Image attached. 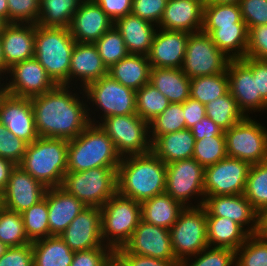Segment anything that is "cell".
Masks as SVG:
<instances>
[{
    "mask_svg": "<svg viewBox=\"0 0 267 266\" xmlns=\"http://www.w3.org/2000/svg\"><path fill=\"white\" fill-rule=\"evenodd\" d=\"M68 88V85L57 84L52 90L31 98L39 137L70 140L93 124L89 109L76 94L70 95Z\"/></svg>",
    "mask_w": 267,
    "mask_h": 266,
    "instance_id": "obj_1",
    "label": "cell"
},
{
    "mask_svg": "<svg viewBox=\"0 0 267 266\" xmlns=\"http://www.w3.org/2000/svg\"><path fill=\"white\" fill-rule=\"evenodd\" d=\"M166 189V164L152 151L121 158L117 168V192L143 202Z\"/></svg>",
    "mask_w": 267,
    "mask_h": 266,
    "instance_id": "obj_2",
    "label": "cell"
},
{
    "mask_svg": "<svg viewBox=\"0 0 267 266\" xmlns=\"http://www.w3.org/2000/svg\"><path fill=\"white\" fill-rule=\"evenodd\" d=\"M90 123L77 137L68 140L67 172L97 167L118 168L121 156L99 125Z\"/></svg>",
    "mask_w": 267,
    "mask_h": 266,
    "instance_id": "obj_3",
    "label": "cell"
},
{
    "mask_svg": "<svg viewBox=\"0 0 267 266\" xmlns=\"http://www.w3.org/2000/svg\"><path fill=\"white\" fill-rule=\"evenodd\" d=\"M68 140L38 137L18 164L47 188L60 187L67 172Z\"/></svg>",
    "mask_w": 267,
    "mask_h": 266,
    "instance_id": "obj_4",
    "label": "cell"
},
{
    "mask_svg": "<svg viewBox=\"0 0 267 266\" xmlns=\"http://www.w3.org/2000/svg\"><path fill=\"white\" fill-rule=\"evenodd\" d=\"M76 42L69 28L35 24L34 57L56 84L69 85V70Z\"/></svg>",
    "mask_w": 267,
    "mask_h": 266,
    "instance_id": "obj_5",
    "label": "cell"
},
{
    "mask_svg": "<svg viewBox=\"0 0 267 266\" xmlns=\"http://www.w3.org/2000/svg\"><path fill=\"white\" fill-rule=\"evenodd\" d=\"M141 220V203L116 192L101 207V236L113 251L124 247ZM110 235V238H109Z\"/></svg>",
    "mask_w": 267,
    "mask_h": 266,
    "instance_id": "obj_6",
    "label": "cell"
},
{
    "mask_svg": "<svg viewBox=\"0 0 267 266\" xmlns=\"http://www.w3.org/2000/svg\"><path fill=\"white\" fill-rule=\"evenodd\" d=\"M86 207H102L117 192V168L66 172L60 186Z\"/></svg>",
    "mask_w": 267,
    "mask_h": 266,
    "instance_id": "obj_7",
    "label": "cell"
},
{
    "mask_svg": "<svg viewBox=\"0 0 267 266\" xmlns=\"http://www.w3.org/2000/svg\"><path fill=\"white\" fill-rule=\"evenodd\" d=\"M195 207L187 205L170 228L173 252L179 262L187 256L197 258L196 254L209 246L206 209L203 205Z\"/></svg>",
    "mask_w": 267,
    "mask_h": 266,
    "instance_id": "obj_8",
    "label": "cell"
},
{
    "mask_svg": "<svg viewBox=\"0 0 267 266\" xmlns=\"http://www.w3.org/2000/svg\"><path fill=\"white\" fill-rule=\"evenodd\" d=\"M101 129L111 138L117 153L123 157L126 154L138 155L152 151V141H147L149 123L137 114L116 115L103 118ZM150 142V143H149Z\"/></svg>",
    "mask_w": 267,
    "mask_h": 266,
    "instance_id": "obj_9",
    "label": "cell"
},
{
    "mask_svg": "<svg viewBox=\"0 0 267 266\" xmlns=\"http://www.w3.org/2000/svg\"><path fill=\"white\" fill-rule=\"evenodd\" d=\"M245 116L236 125L224 131L227 156L250 164L267 161V130Z\"/></svg>",
    "mask_w": 267,
    "mask_h": 266,
    "instance_id": "obj_10",
    "label": "cell"
},
{
    "mask_svg": "<svg viewBox=\"0 0 267 266\" xmlns=\"http://www.w3.org/2000/svg\"><path fill=\"white\" fill-rule=\"evenodd\" d=\"M230 58L220 51L209 34L189 33L182 71L191 79L224 73Z\"/></svg>",
    "mask_w": 267,
    "mask_h": 266,
    "instance_id": "obj_11",
    "label": "cell"
},
{
    "mask_svg": "<svg viewBox=\"0 0 267 266\" xmlns=\"http://www.w3.org/2000/svg\"><path fill=\"white\" fill-rule=\"evenodd\" d=\"M85 95L104 111L103 117L136 114V91L120 84L110 75L88 84Z\"/></svg>",
    "mask_w": 267,
    "mask_h": 266,
    "instance_id": "obj_12",
    "label": "cell"
},
{
    "mask_svg": "<svg viewBox=\"0 0 267 266\" xmlns=\"http://www.w3.org/2000/svg\"><path fill=\"white\" fill-rule=\"evenodd\" d=\"M251 164L226 156L205 168V196L244 194Z\"/></svg>",
    "mask_w": 267,
    "mask_h": 266,
    "instance_id": "obj_13",
    "label": "cell"
},
{
    "mask_svg": "<svg viewBox=\"0 0 267 266\" xmlns=\"http://www.w3.org/2000/svg\"><path fill=\"white\" fill-rule=\"evenodd\" d=\"M204 175L205 168L194 158L183 159L166 164V189L165 192L184 207L192 195H202L204 203ZM186 201V202H185Z\"/></svg>",
    "mask_w": 267,
    "mask_h": 266,
    "instance_id": "obj_14",
    "label": "cell"
},
{
    "mask_svg": "<svg viewBox=\"0 0 267 266\" xmlns=\"http://www.w3.org/2000/svg\"><path fill=\"white\" fill-rule=\"evenodd\" d=\"M226 72L229 92L244 115L246 110H267V102L257 92L256 78L253 76V58L230 59Z\"/></svg>",
    "mask_w": 267,
    "mask_h": 266,
    "instance_id": "obj_15",
    "label": "cell"
},
{
    "mask_svg": "<svg viewBox=\"0 0 267 266\" xmlns=\"http://www.w3.org/2000/svg\"><path fill=\"white\" fill-rule=\"evenodd\" d=\"M8 71L13 78L5 87L12 96L31 99L57 85L35 57L16 63Z\"/></svg>",
    "mask_w": 267,
    "mask_h": 266,
    "instance_id": "obj_16",
    "label": "cell"
},
{
    "mask_svg": "<svg viewBox=\"0 0 267 266\" xmlns=\"http://www.w3.org/2000/svg\"><path fill=\"white\" fill-rule=\"evenodd\" d=\"M47 187L34 179L27 171L16 165L10 173L9 181L2 192V206L22 213L41 201Z\"/></svg>",
    "mask_w": 267,
    "mask_h": 266,
    "instance_id": "obj_17",
    "label": "cell"
},
{
    "mask_svg": "<svg viewBox=\"0 0 267 266\" xmlns=\"http://www.w3.org/2000/svg\"><path fill=\"white\" fill-rule=\"evenodd\" d=\"M124 247L133 254L165 261H178L173 252L170 230L142 219Z\"/></svg>",
    "mask_w": 267,
    "mask_h": 266,
    "instance_id": "obj_18",
    "label": "cell"
},
{
    "mask_svg": "<svg viewBox=\"0 0 267 266\" xmlns=\"http://www.w3.org/2000/svg\"><path fill=\"white\" fill-rule=\"evenodd\" d=\"M73 252L105 246L101 236V208L86 207L60 234Z\"/></svg>",
    "mask_w": 267,
    "mask_h": 266,
    "instance_id": "obj_19",
    "label": "cell"
},
{
    "mask_svg": "<svg viewBox=\"0 0 267 266\" xmlns=\"http://www.w3.org/2000/svg\"><path fill=\"white\" fill-rule=\"evenodd\" d=\"M0 122L16 137L28 144L39 135L35 126L34 111L29 98H20L6 94L0 100Z\"/></svg>",
    "mask_w": 267,
    "mask_h": 266,
    "instance_id": "obj_20",
    "label": "cell"
},
{
    "mask_svg": "<svg viewBox=\"0 0 267 266\" xmlns=\"http://www.w3.org/2000/svg\"><path fill=\"white\" fill-rule=\"evenodd\" d=\"M203 206L207 216L227 217L242 227L253 221V226L249 227L250 229H245V231L250 235L258 234L259 213L244 194L205 196Z\"/></svg>",
    "mask_w": 267,
    "mask_h": 266,
    "instance_id": "obj_21",
    "label": "cell"
},
{
    "mask_svg": "<svg viewBox=\"0 0 267 266\" xmlns=\"http://www.w3.org/2000/svg\"><path fill=\"white\" fill-rule=\"evenodd\" d=\"M189 33L164 30L155 32L151 50L147 55L151 67L181 68L186 52Z\"/></svg>",
    "mask_w": 267,
    "mask_h": 266,
    "instance_id": "obj_22",
    "label": "cell"
},
{
    "mask_svg": "<svg viewBox=\"0 0 267 266\" xmlns=\"http://www.w3.org/2000/svg\"><path fill=\"white\" fill-rule=\"evenodd\" d=\"M114 22L96 2H82L69 26L75 42L95 43Z\"/></svg>",
    "mask_w": 267,
    "mask_h": 266,
    "instance_id": "obj_23",
    "label": "cell"
},
{
    "mask_svg": "<svg viewBox=\"0 0 267 266\" xmlns=\"http://www.w3.org/2000/svg\"><path fill=\"white\" fill-rule=\"evenodd\" d=\"M0 38L7 70L16 63L34 58L35 24L9 23Z\"/></svg>",
    "mask_w": 267,
    "mask_h": 266,
    "instance_id": "obj_24",
    "label": "cell"
},
{
    "mask_svg": "<svg viewBox=\"0 0 267 266\" xmlns=\"http://www.w3.org/2000/svg\"><path fill=\"white\" fill-rule=\"evenodd\" d=\"M205 4L206 1L168 0L159 22L160 29L186 31L188 33L201 31Z\"/></svg>",
    "mask_w": 267,
    "mask_h": 266,
    "instance_id": "obj_25",
    "label": "cell"
},
{
    "mask_svg": "<svg viewBox=\"0 0 267 266\" xmlns=\"http://www.w3.org/2000/svg\"><path fill=\"white\" fill-rule=\"evenodd\" d=\"M44 197L48 204L49 236L60 235L86 208L74 195L67 193L61 187L48 188Z\"/></svg>",
    "mask_w": 267,
    "mask_h": 266,
    "instance_id": "obj_26",
    "label": "cell"
},
{
    "mask_svg": "<svg viewBox=\"0 0 267 266\" xmlns=\"http://www.w3.org/2000/svg\"><path fill=\"white\" fill-rule=\"evenodd\" d=\"M108 74L94 43L76 42L70 61L69 83L74 77L81 78L85 88L88 84Z\"/></svg>",
    "mask_w": 267,
    "mask_h": 266,
    "instance_id": "obj_27",
    "label": "cell"
},
{
    "mask_svg": "<svg viewBox=\"0 0 267 266\" xmlns=\"http://www.w3.org/2000/svg\"><path fill=\"white\" fill-rule=\"evenodd\" d=\"M130 13L114 22L124 39L129 54L147 56L151 50L156 29L154 24Z\"/></svg>",
    "mask_w": 267,
    "mask_h": 266,
    "instance_id": "obj_28",
    "label": "cell"
},
{
    "mask_svg": "<svg viewBox=\"0 0 267 266\" xmlns=\"http://www.w3.org/2000/svg\"><path fill=\"white\" fill-rule=\"evenodd\" d=\"M196 140L191 129H183L158 136L152 143V152L165 164L193 157Z\"/></svg>",
    "mask_w": 267,
    "mask_h": 266,
    "instance_id": "obj_29",
    "label": "cell"
},
{
    "mask_svg": "<svg viewBox=\"0 0 267 266\" xmlns=\"http://www.w3.org/2000/svg\"><path fill=\"white\" fill-rule=\"evenodd\" d=\"M150 84L170 103H183L190 97V78L181 68H151Z\"/></svg>",
    "mask_w": 267,
    "mask_h": 266,
    "instance_id": "obj_30",
    "label": "cell"
},
{
    "mask_svg": "<svg viewBox=\"0 0 267 266\" xmlns=\"http://www.w3.org/2000/svg\"><path fill=\"white\" fill-rule=\"evenodd\" d=\"M151 68L147 56L128 54L108 69V75L136 91L149 83Z\"/></svg>",
    "mask_w": 267,
    "mask_h": 266,
    "instance_id": "obj_31",
    "label": "cell"
},
{
    "mask_svg": "<svg viewBox=\"0 0 267 266\" xmlns=\"http://www.w3.org/2000/svg\"><path fill=\"white\" fill-rule=\"evenodd\" d=\"M184 208L164 192L141 202V219L170 230Z\"/></svg>",
    "mask_w": 267,
    "mask_h": 266,
    "instance_id": "obj_32",
    "label": "cell"
},
{
    "mask_svg": "<svg viewBox=\"0 0 267 266\" xmlns=\"http://www.w3.org/2000/svg\"><path fill=\"white\" fill-rule=\"evenodd\" d=\"M241 225L227 217L207 216V238L211 247L237 250L250 236Z\"/></svg>",
    "mask_w": 267,
    "mask_h": 266,
    "instance_id": "obj_33",
    "label": "cell"
},
{
    "mask_svg": "<svg viewBox=\"0 0 267 266\" xmlns=\"http://www.w3.org/2000/svg\"><path fill=\"white\" fill-rule=\"evenodd\" d=\"M33 266H70L74 252L60 235H51L31 243Z\"/></svg>",
    "mask_w": 267,
    "mask_h": 266,
    "instance_id": "obj_34",
    "label": "cell"
},
{
    "mask_svg": "<svg viewBox=\"0 0 267 266\" xmlns=\"http://www.w3.org/2000/svg\"><path fill=\"white\" fill-rule=\"evenodd\" d=\"M202 31L210 35L217 48L226 56L228 54V58H245L248 45L246 24H234V26L219 27L218 29H202ZM230 51H234L232 55H230Z\"/></svg>",
    "mask_w": 267,
    "mask_h": 266,
    "instance_id": "obj_35",
    "label": "cell"
},
{
    "mask_svg": "<svg viewBox=\"0 0 267 266\" xmlns=\"http://www.w3.org/2000/svg\"><path fill=\"white\" fill-rule=\"evenodd\" d=\"M80 0H40L38 25L69 28Z\"/></svg>",
    "mask_w": 267,
    "mask_h": 266,
    "instance_id": "obj_36",
    "label": "cell"
},
{
    "mask_svg": "<svg viewBox=\"0 0 267 266\" xmlns=\"http://www.w3.org/2000/svg\"><path fill=\"white\" fill-rule=\"evenodd\" d=\"M229 91L227 72L190 79V97L206 105Z\"/></svg>",
    "mask_w": 267,
    "mask_h": 266,
    "instance_id": "obj_37",
    "label": "cell"
},
{
    "mask_svg": "<svg viewBox=\"0 0 267 266\" xmlns=\"http://www.w3.org/2000/svg\"><path fill=\"white\" fill-rule=\"evenodd\" d=\"M206 116L224 131L240 122L245 116L238 108L236 100L228 91L225 95L205 105Z\"/></svg>",
    "mask_w": 267,
    "mask_h": 266,
    "instance_id": "obj_38",
    "label": "cell"
},
{
    "mask_svg": "<svg viewBox=\"0 0 267 266\" xmlns=\"http://www.w3.org/2000/svg\"><path fill=\"white\" fill-rule=\"evenodd\" d=\"M245 24L238 3H206L203 7L202 29H218L219 27Z\"/></svg>",
    "mask_w": 267,
    "mask_h": 266,
    "instance_id": "obj_39",
    "label": "cell"
},
{
    "mask_svg": "<svg viewBox=\"0 0 267 266\" xmlns=\"http://www.w3.org/2000/svg\"><path fill=\"white\" fill-rule=\"evenodd\" d=\"M244 196L259 214L267 208V161L251 164Z\"/></svg>",
    "mask_w": 267,
    "mask_h": 266,
    "instance_id": "obj_40",
    "label": "cell"
},
{
    "mask_svg": "<svg viewBox=\"0 0 267 266\" xmlns=\"http://www.w3.org/2000/svg\"><path fill=\"white\" fill-rule=\"evenodd\" d=\"M169 104V100L150 83L136 90V114L148 123L160 115Z\"/></svg>",
    "mask_w": 267,
    "mask_h": 266,
    "instance_id": "obj_41",
    "label": "cell"
},
{
    "mask_svg": "<svg viewBox=\"0 0 267 266\" xmlns=\"http://www.w3.org/2000/svg\"><path fill=\"white\" fill-rule=\"evenodd\" d=\"M0 241L8 247L31 244L29 241L21 213L0 207Z\"/></svg>",
    "mask_w": 267,
    "mask_h": 266,
    "instance_id": "obj_42",
    "label": "cell"
},
{
    "mask_svg": "<svg viewBox=\"0 0 267 266\" xmlns=\"http://www.w3.org/2000/svg\"><path fill=\"white\" fill-rule=\"evenodd\" d=\"M21 216L31 243L49 236L48 204L45 197L23 211Z\"/></svg>",
    "mask_w": 267,
    "mask_h": 266,
    "instance_id": "obj_43",
    "label": "cell"
},
{
    "mask_svg": "<svg viewBox=\"0 0 267 266\" xmlns=\"http://www.w3.org/2000/svg\"><path fill=\"white\" fill-rule=\"evenodd\" d=\"M103 64L109 69L129 53L120 32L113 25L95 43Z\"/></svg>",
    "mask_w": 267,
    "mask_h": 266,
    "instance_id": "obj_44",
    "label": "cell"
},
{
    "mask_svg": "<svg viewBox=\"0 0 267 266\" xmlns=\"http://www.w3.org/2000/svg\"><path fill=\"white\" fill-rule=\"evenodd\" d=\"M150 130L152 129V142L160 135L173 133L186 129L184 119L183 104L170 103L169 106L154 120L149 123Z\"/></svg>",
    "mask_w": 267,
    "mask_h": 266,
    "instance_id": "obj_45",
    "label": "cell"
},
{
    "mask_svg": "<svg viewBox=\"0 0 267 266\" xmlns=\"http://www.w3.org/2000/svg\"><path fill=\"white\" fill-rule=\"evenodd\" d=\"M226 156L225 135H217L197 140L192 158L206 168L216 164Z\"/></svg>",
    "mask_w": 267,
    "mask_h": 266,
    "instance_id": "obj_46",
    "label": "cell"
},
{
    "mask_svg": "<svg viewBox=\"0 0 267 266\" xmlns=\"http://www.w3.org/2000/svg\"><path fill=\"white\" fill-rule=\"evenodd\" d=\"M235 252L236 266H267V238L259 234L250 235Z\"/></svg>",
    "mask_w": 267,
    "mask_h": 266,
    "instance_id": "obj_47",
    "label": "cell"
},
{
    "mask_svg": "<svg viewBox=\"0 0 267 266\" xmlns=\"http://www.w3.org/2000/svg\"><path fill=\"white\" fill-rule=\"evenodd\" d=\"M208 248L209 246L199 252V258L193 263L188 265V261L185 259L180 262V266H232L235 264V250L224 247H212L210 250Z\"/></svg>",
    "mask_w": 267,
    "mask_h": 266,
    "instance_id": "obj_48",
    "label": "cell"
},
{
    "mask_svg": "<svg viewBox=\"0 0 267 266\" xmlns=\"http://www.w3.org/2000/svg\"><path fill=\"white\" fill-rule=\"evenodd\" d=\"M9 23L37 24L40 13V0H7Z\"/></svg>",
    "mask_w": 267,
    "mask_h": 266,
    "instance_id": "obj_49",
    "label": "cell"
},
{
    "mask_svg": "<svg viewBox=\"0 0 267 266\" xmlns=\"http://www.w3.org/2000/svg\"><path fill=\"white\" fill-rule=\"evenodd\" d=\"M28 143L21 138L16 137L12 132L6 129V126L0 122V157L12 161L18 165L27 148Z\"/></svg>",
    "mask_w": 267,
    "mask_h": 266,
    "instance_id": "obj_50",
    "label": "cell"
},
{
    "mask_svg": "<svg viewBox=\"0 0 267 266\" xmlns=\"http://www.w3.org/2000/svg\"><path fill=\"white\" fill-rule=\"evenodd\" d=\"M239 5L247 29L267 24V0H240Z\"/></svg>",
    "mask_w": 267,
    "mask_h": 266,
    "instance_id": "obj_51",
    "label": "cell"
},
{
    "mask_svg": "<svg viewBox=\"0 0 267 266\" xmlns=\"http://www.w3.org/2000/svg\"><path fill=\"white\" fill-rule=\"evenodd\" d=\"M168 0H133L131 13L151 23L160 22Z\"/></svg>",
    "mask_w": 267,
    "mask_h": 266,
    "instance_id": "obj_52",
    "label": "cell"
},
{
    "mask_svg": "<svg viewBox=\"0 0 267 266\" xmlns=\"http://www.w3.org/2000/svg\"><path fill=\"white\" fill-rule=\"evenodd\" d=\"M245 57L267 60V24L248 29Z\"/></svg>",
    "mask_w": 267,
    "mask_h": 266,
    "instance_id": "obj_53",
    "label": "cell"
},
{
    "mask_svg": "<svg viewBox=\"0 0 267 266\" xmlns=\"http://www.w3.org/2000/svg\"><path fill=\"white\" fill-rule=\"evenodd\" d=\"M113 252L107 245L105 247L76 251L74 252L73 261L70 266H103L104 262Z\"/></svg>",
    "mask_w": 267,
    "mask_h": 266,
    "instance_id": "obj_54",
    "label": "cell"
},
{
    "mask_svg": "<svg viewBox=\"0 0 267 266\" xmlns=\"http://www.w3.org/2000/svg\"><path fill=\"white\" fill-rule=\"evenodd\" d=\"M0 266H33L32 245L8 247L0 257Z\"/></svg>",
    "mask_w": 267,
    "mask_h": 266,
    "instance_id": "obj_55",
    "label": "cell"
},
{
    "mask_svg": "<svg viewBox=\"0 0 267 266\" xmlns=\"http://www.w3.org/2000/svg\"><path fill=\"white\" fill-rule=\"evenodd\" d=\"M127 266H180L179 261H165L148 256L130 253L125 247L115 251Z\"/></svg>",
    "mask_w": 267,
    "mask_h": 266,
    "instance_id": "obj_56",
    "label": "cell"
},
{
    "mask_svg": "<svg viewBox=\"0 0 267 266\" xmlns=\"http://www.w3.org/2000/svg\"><path fill=\"white\" fill-rule=\"evenodd\" d=\"M95 2L113 22L132 11L133 0H96Z\"/></svg>",
    "mask_w": 267,
    "mask_h": 266,
    "instance_id": "obj_57",
    "label": "cell"
},
{
    "mask_svg": "<svg viewBox=\"0 0 267 266\" xmlns=\"http://www.w3.org/2000/svg\"><path fill=\"white\" fill-rule=\"evenodd\" d=\"M182 104L186 129H191L194 124L200 122L206 116L205 105L199 101L189 97Z\"/></svg>",
    "mask_w": 267,
    "mask_h": 266,
    "instance_id": "obj_58",
    "label": "cell"
},
{
    "mask_svg": "<svg viewBox=\"0 0 267 266\" xmlns=\"http://www.w3.org/2000/svg\"><path fill=\"white\" fill-rule=\"evenodd\" d=\"M191 131L196 141L201 140L204 137L224 135V130L207 116H205L200 122L194 124Z\"/></svg>",
    "mask_w": 267,
    "mask_h": 266,
    "instance_id": "obj_59",
    "label": "cell"
},
{
    "mask_svg": "<svg viewBox=\"0 0 267 266\" xmlns=\"http://www.w3.org/2000/svg\"><path fill=\"white\" fill-rule=\"evenodd\" d=\"M253 76L256 78L257 92L267 102V60L253 58Z\"/></svg>",
    "mask_w": 267,
    "mask_h": 266,
    "instance_id": "obj_60",
    "label": "cell"
},
{
    "mask_svg": "<svg viewBox=\"0 0 267 266\" xmlns=\"http://www.w3.org/2000/svg\"><path fill=\"white\" fill-rule=\"evenodd\" d=\"M16 165L5 158L0 157V192L2 193L7 185V182L9 181L11 170Z\"/></svg>",
    "mask_w": 267,
    "mask_h": 266,
    "instance_id": "obj_61",
    "label": "cell"
},
{
    "mask_svg": "<svg viewBox=\"0 0 267 266\" xmlns=\"http://www.w3.org/2000/svg\"><path fill=\"white\" fill-rule=\"evenodd\" d=\"M258 234L267 238V208L259 214V231Z\"/></svg>",
    "mask_w": 267,
    "mask_h": 266,
    "instance_id": "obj_62",
    "label": "cell"
},
{
    "mask_svg": "<svg viewBox=\"0 0 267 266\" xmlns=\"http://www.w3.org/2000/svg\"><path fill=\"white\" fill-rule=\"evenodd\" d=\"M103 266H127L124 260L114 251Z\"/></svg>",
    "mask_w": 267,
    "mask_h": 266,
    "instance_id": "obj_63",
    "label": "cell"
},
{
    "mask_svg": "<svg viewBox=\"0 0 267 266\" xmlns=\"http://www.w3.org/2000/svg\"><path fill=\"white\" fill-rule=\"evenodd\" d=\"M0 18L9 24V11L7 0H0Z\"/></svg>",
    "mask_w": 267,
    "mask_h": 266,
    "instance_id": "obj_64",
    "label": "cell"
},
{
    "mask_svg": "<svg viewBox=\"0 0 267 266\" xmlns=\"http://www.w3.org/2000/svg\"><path fill=\"white\" fill-rule=\"evenodd\" d=\"M8 73V70L5 67V59L3 55V50H2V44H1V38H0V73Z\"/></svg>",
    "mask_w": 267,
    "mask_h": 266,
    "instance_id": "obj_65",
    "label": "cell"
},
{
    "mask_svg": "<svg viewBox=\"0 0 267 266\" xmlns=\"http://www.w3.org/2000/svg\"><path fill=\"white\" fill-rule=\"evenodd\" d=\"M240 0H206V3L222 4V3H238Z\"/></svg>",
    "mask_w": 267,
    "mask_h": 266,
    "instance_id": "obj_66",
    "label": "cell"
},
{
    "mask_svg": "<svg viewBox=\"0 0 267 266\" xmlns=\"http://www.w3.org/2000/svg\"><path fill=\"white\" fill-rule=\"evenodd\" d=\"M8 246L0 241V257L4 255L5 251L7 250Z\"/></svg>",
    "mask_w": 267,
    "mask_h": 266,
    "instance_id": "obj_67",
    "label": "cell"
},
{
    "mask_svg": "<svg viewBox=\"0 0 267 266\" xmlns=\"http://www.w3.org/2000/svg\"><path fill=\"white\" fill-rule=\"evenodd\" d=\"M2 73H0V75H1ZM7 94V92H6V87H4V88H2L1 86H0V100L5 96Z\"/></svg>",
    "mask_w": 267,
    "mask_h": 266,
    "instance_id": "obj_68",
    "label": "cell"
},
{
    "mask_svg": "<svg viewBox=\"0 0 267 266\" xmlns=\"http://www.w3.org/2000/svg\"><path fill=\"white\" fill-rule=\"evenodd\" d=\"M7 25V23L0 18V34L3 32L4 27Z\"/></svg>",
    "mask_w": 267,
    "mask_h": 266,
    "instance_id": "obj_69",
    "label": "cell"
},
{
    "mask_svg": "<svg viewBox=\"0 0 267 266\" xmlns=\"http://www.w3.org/2000/svg\"><path fill=\"white\" fill-rule=\"evenodd\" d=\"M81 2H95L96 0H80Z\"/></svg>",
    "mask_w": 267,
    "mask_h": 266,
    "instance_id": "obj_70",
    "label": "cell"
},
{
    "mask_svg": "<svg viewBox=\"0 0 267 266\" xmlns=\"http://www.w3.org/2000/svg\"><path fill=\"white\" fill-rule=\"evenodd\" d=\"M2 206V193L0 192V207Z\"/></svg>",
    "mask_w": 267,
    "mask_h": 266,
    "instance_id": "obj_71",
    "label": "cell"
}]
</instances>
